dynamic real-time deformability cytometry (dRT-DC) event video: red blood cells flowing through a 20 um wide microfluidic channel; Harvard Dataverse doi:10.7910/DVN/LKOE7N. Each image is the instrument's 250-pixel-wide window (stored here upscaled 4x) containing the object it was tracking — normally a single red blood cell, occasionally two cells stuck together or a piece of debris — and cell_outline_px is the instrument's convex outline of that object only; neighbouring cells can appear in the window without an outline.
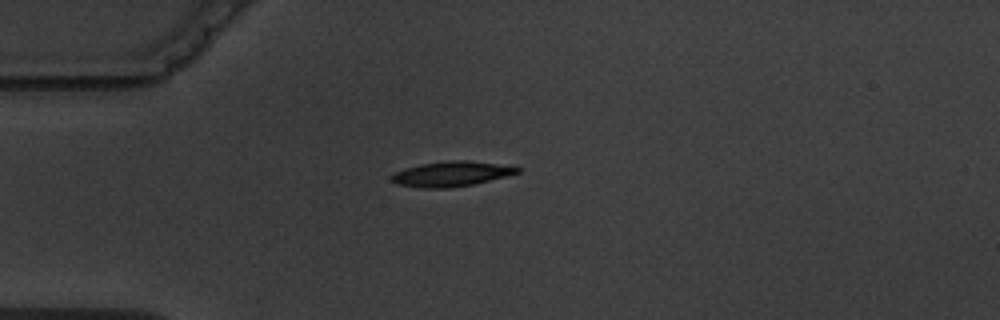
{"species": "common noctule bat (a hibernating species)", "species_latin": "Nyctalus noctula", "temperature_condition": "warm", "stored_images_in_passage": 1, "camera_frame_rate_fps": 3000, "um_per_image_px": 0.085, "animal": {"sex": "male", "body_mass_g": 19.5, "forearm_length_mm": 54.6}, "frame": {"image": 1, "passage_image": 1, "time_ms": 0.0, "image_size_px": [1000, 320], "cell_outline_px": [[520, 172], [472, 184], [444, 188], [424, 188], [396, 184], [392, 180], [392, 176], [396, 172], [404, 168], [420, 164], [444, 160], [468, 160], [516, 164], [520, 168]], "centroid_in_image_um": [38.44, 14.74], "position_along_channel_um": 46.6, "area_um2": 18.55}}